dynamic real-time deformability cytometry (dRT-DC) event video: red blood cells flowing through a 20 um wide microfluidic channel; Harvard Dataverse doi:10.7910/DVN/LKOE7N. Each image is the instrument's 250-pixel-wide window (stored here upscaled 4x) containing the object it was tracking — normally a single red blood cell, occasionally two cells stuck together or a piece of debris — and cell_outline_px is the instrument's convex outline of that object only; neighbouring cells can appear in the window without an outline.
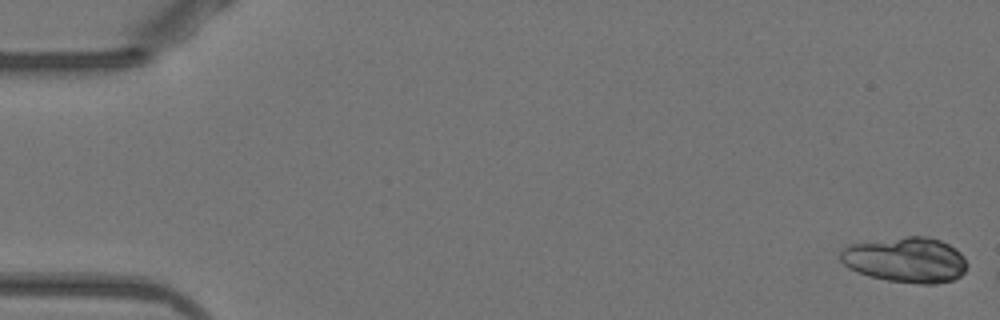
{"species": "Egyptian fruit bat (a non-hibernating species)", "species_latin": "Rousettus aegyptiacus", "temperature_condition": "warm", "stored_images_in_passage": 8, "camera_frame_rate_fps": 3000, "um_per_image_px": 0.085, "animal": {"sex": "female"}, "frame": {"image": 1, "passage_image": 1, "time_ms": 0.0, "image_size_px": [1000, 320], "cell_outline_px": [[968, 264], [964, 272], [960, 276], [952, 280], [936, 284], [920, 284], [888, 280], [868, 276], [856, 272], [848, 268], [840, 260], [840, 252], [848, 244], [908, 236], [928, 236], [940, 240], [956, 248], [964, 256]], "centroid_in_image_um": [77.0, 22.09], "position_along_channel_um": 8.0, "area_um2": 33.76}}